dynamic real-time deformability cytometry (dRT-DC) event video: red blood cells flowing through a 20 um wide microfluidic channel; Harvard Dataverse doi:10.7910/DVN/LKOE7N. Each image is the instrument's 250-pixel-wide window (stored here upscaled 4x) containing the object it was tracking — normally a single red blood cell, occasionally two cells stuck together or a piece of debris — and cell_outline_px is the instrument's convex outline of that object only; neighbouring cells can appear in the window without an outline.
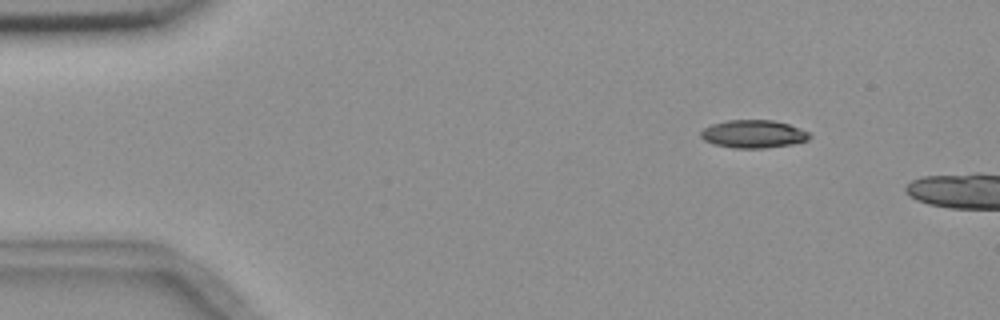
{"species": "common noctule bat (a hibernating species)", "species_latin": "Nyctalus noctula", "temperature_condition": "room temperature", "stored_images_in_passage": 4, "camera_frame_rate_fps": 3000, "um_per_image_px": 0.085, "animal": {"sex": "female", "body_mass_g": 18.4}, "frame": {"image": 1, "passage_image": 2, "time_ms": 1.333, "image_size_px": [1000, 320], "cell_outline_px": [[812, 136], [808, 140], [792, 144], [764, 148], [736, 148], [712, 144], [704, 140], [700, 136], [700, 132], [704, 128], [712, 124], [728, 120], [776, 120], [788, 124], [808, 132]], "centroid_in_image_um": [64.03, 11.39], "position_along_channel_um": 21.0, "area_um2": 17.69}}